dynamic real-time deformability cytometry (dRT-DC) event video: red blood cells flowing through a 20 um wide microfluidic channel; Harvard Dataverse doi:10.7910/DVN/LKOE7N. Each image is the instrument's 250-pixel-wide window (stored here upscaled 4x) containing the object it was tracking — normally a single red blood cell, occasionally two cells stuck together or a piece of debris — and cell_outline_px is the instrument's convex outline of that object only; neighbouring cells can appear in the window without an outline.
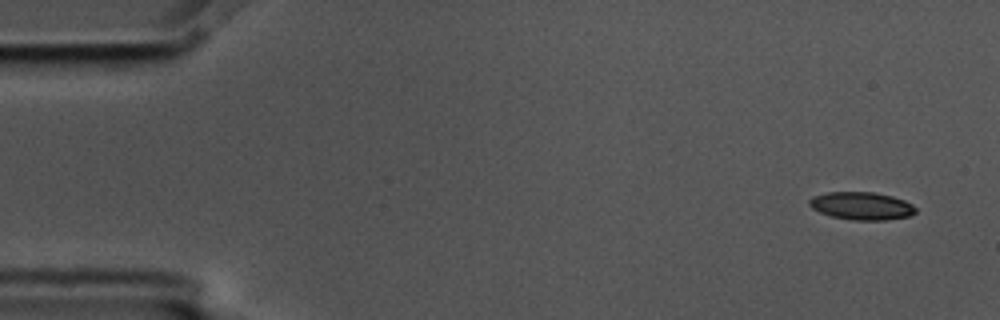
{"species": "common noctule bat (a hibernating species)", "species_latin": "Nyctalus noctula", "temperature_condition": "cold", "stored_images_in_passage": 15, "camera_frame_rate_fps": 3000, "um_per_image_px": 0.085, "animal": {"sex": "male", "body_mass_g": 17.5, "forearm_length_mm": 52.3}, "frame": {"image": 1, "passage_image": 1, "time_ms": 0.0, "image_size_px": [1000, 320], "cell_outline_px": [[916, 212], [912, 216], [888, 220], [852, 220], [832, 216], [820, 212], [812, 208], [808, 204], [808, 200], [812, 196], [828, 192], [872, 192], [892, 196], [904, 200], [912, 204], [916, 208]], "centroid_in_image_um": [73.25, 17.5], "position_along_channel_um": 11.8, "area_um2": 17.34}}